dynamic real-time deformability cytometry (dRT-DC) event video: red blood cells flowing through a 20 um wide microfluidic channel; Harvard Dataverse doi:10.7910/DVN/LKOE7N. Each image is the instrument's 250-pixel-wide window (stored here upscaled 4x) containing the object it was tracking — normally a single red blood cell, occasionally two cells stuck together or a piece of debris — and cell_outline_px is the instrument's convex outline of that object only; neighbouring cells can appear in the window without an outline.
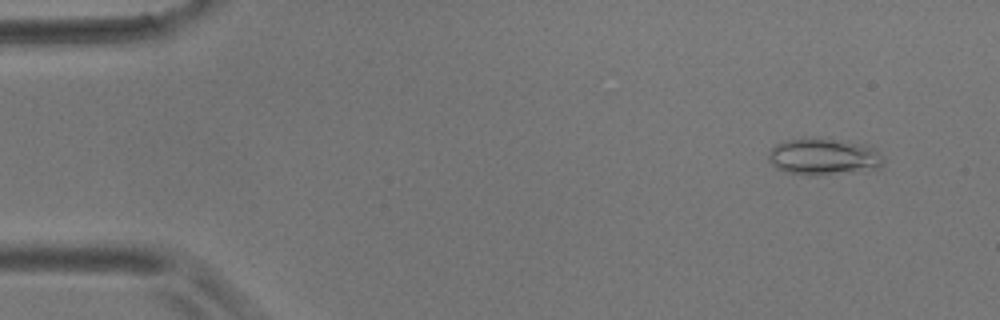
{"species": "common noctule bat (a hibernating species)", "species_latin": "Nyctalus noctula", "temperature_condition": "room temperature", "stored_images_in_passage": 8, "camera_frame_rate_fps": 3000, "um_per_image_px": 0.085, "animal": {"sex": "male", "body_mass_g": 17.9}, "frame": {"image": 1, "passage_image": 2, "time_ms": 1.333, "image_size_px": [1000, 320], "cell_outline_px": [[884, 160], [880, 168], [808, 176], [784, 172], [776, 168], [768, 160], [768, 156], [772, 148], [776, 144], [784, 140], [808, 136], [840, 140], [860, 144], [872, 148]], "centroid_in_image_um": [69.91, 13.3], "position_along_channel_um": 15.1, "area_um2": 24.51}}
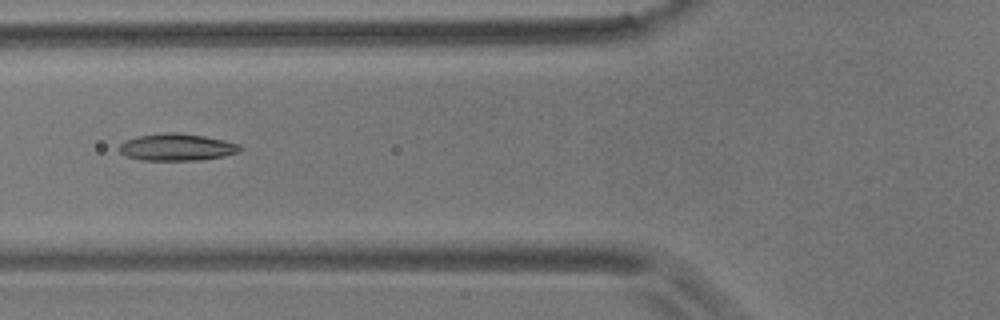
{"frame": {"image": 2, "passage_image": 7, "time_ms": 7.0, "image_size_px": [1000, 320], "cell_outline_px": [[244, 148], [240, 152], [224, 156], [200, 160], [140, 160], [128, 156], [120, 152], [120, 144], [124, 140], [136, 136], [164, 132], [176, 132], [204, 136], [224, 140], [240, 144]], "centroid_in_image_um": [15.06, 12.5], "position_along_channel_um": 110.7, "area_um2": 19.19}}
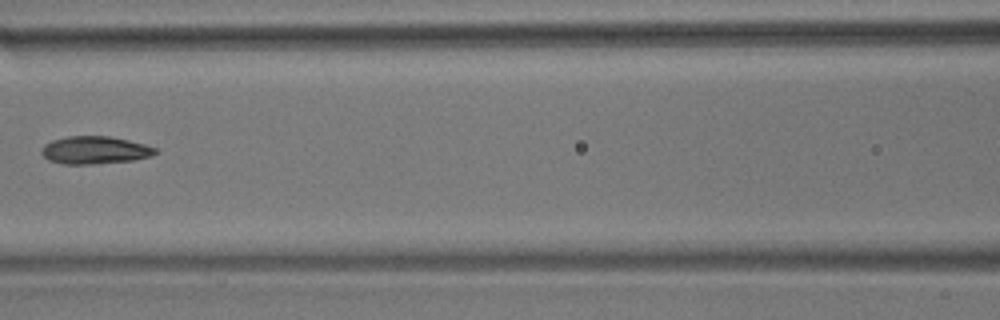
{"frame": {"image": 3, "passage_image": 8, "time_ms": 8.333, "image_size_px": [1000, 320], "cell_outline_px": [[160, 152], [152, 156], [132, 160], [92, 164], [64, 164], [48, 160], [40, 152], [44, 144], [52, 140], [68, 136], [108, 136], [128, 140], [144, 144], [156, 148]], "centroid_in_image_um": [8.06, 12.76], "position_along_channel_um": 158.5, "area_um2": 18.38}}